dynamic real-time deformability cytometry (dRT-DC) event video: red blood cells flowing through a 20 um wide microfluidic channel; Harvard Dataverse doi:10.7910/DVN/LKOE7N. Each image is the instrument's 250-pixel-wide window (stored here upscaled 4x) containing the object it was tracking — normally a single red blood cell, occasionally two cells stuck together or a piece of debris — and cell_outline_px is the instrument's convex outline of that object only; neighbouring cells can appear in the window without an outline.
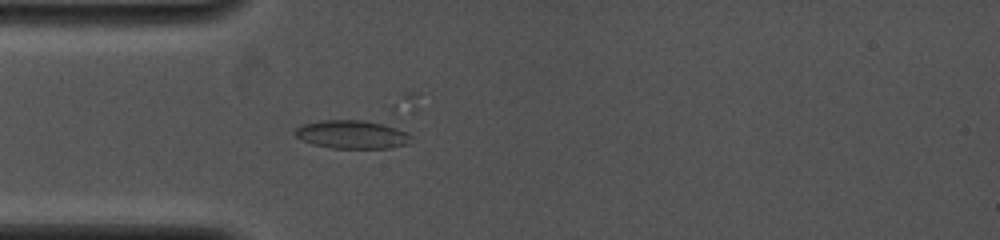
{"species": "common noctule bat (a hibernating species)", "species_latin": "Nyctalus noctula", "temperature_condition": "cold", "stored_images_in_passage": 23, "camera_frame_rate_fps": 4000, "um_per_image_px": 0.085, "animal": {"sex": "female", "body_mass_g": 19.0, "forearm_length_mm": 53.3}, "frame": {"image": 1, "passage_image": 4, "time_ms": 1.0, "image_size_px": [1000, 240], "cell_outline_px": [[412, 140], [408, 144], [392, 148], [332, 148], [312, 144], [296, 136], [292, 132], [300, 124], [320, 120], [388, 120], [408, 132], [412, 136]], "centroid_in_image_um": [30.05, 11.39], "position_along_channel_um": 55.0, "area_um2": 20.23}}
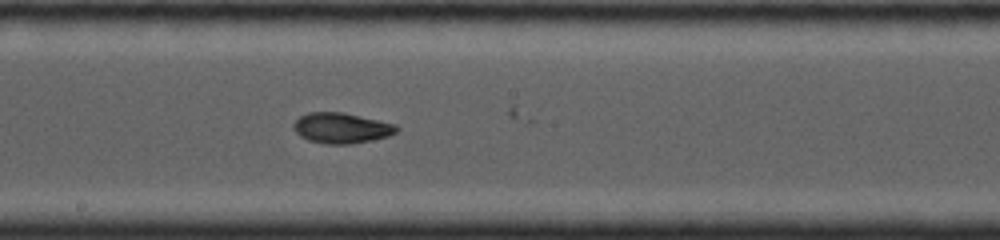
{"frame": {"image": 2, "passage_image": 14, "time_ms": 5.0, "image_size_px": [1000, 240], "cell_outline_px": [[400, 128], [396, 132], [388, 136], [372, 140], [352, 144], [324, 144], [308, 140], [300, 136], [292, 128], [292, 124], [300, 116], [308, 112], [344, 112], [396, 124]], "centroid_in_image_um": [29.01, 10.88], "position_along_channel_um": 219.2, "area_um2": 18.5}}
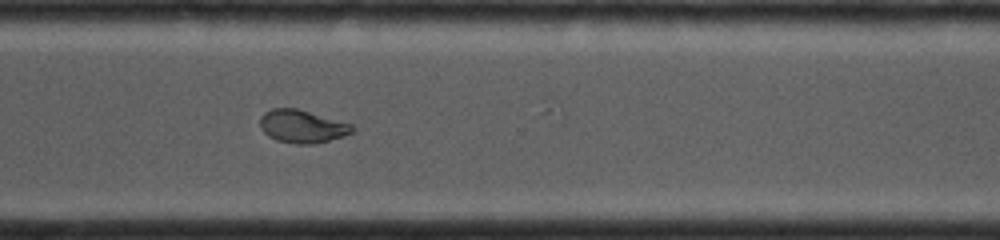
{"frame": {"image": 3, "passage_image": 22, "time_ms": 8.0, "image_size_px": [1000, 240], "cell_outline_px": [[356, 128], [352, 132], [344, 136], [312, 144], [296, 144], [276, 140], [268, 136], [260, 128], [260, 116], [264, 112], [272, 108], [296, 108], [352, 124]], "centroid_in_image_um": [25.66, 10.74], "position_along_channel_um": 344.9, "area_um2": 17.69}}